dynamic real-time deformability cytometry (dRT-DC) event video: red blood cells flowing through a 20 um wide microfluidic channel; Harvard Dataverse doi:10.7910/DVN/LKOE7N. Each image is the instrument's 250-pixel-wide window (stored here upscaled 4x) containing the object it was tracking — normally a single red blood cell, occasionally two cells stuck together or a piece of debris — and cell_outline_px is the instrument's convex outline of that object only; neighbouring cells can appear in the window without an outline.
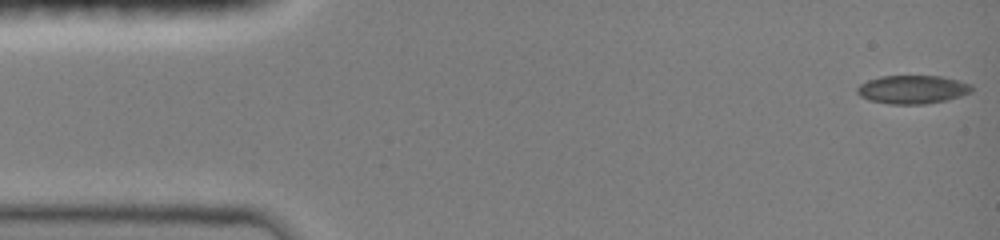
{"species": "common noctule bat (a hibernating species)", "species_latin": "Nyctalus noctula", "temperature_condition": "room temperature", "stored_images_in_passage": 40, "camera_frame_rate_fps": 3000, "um_per_image_px": 0.085, "animal": {"sex": "female", "body_mass_g": 19.0, "forearm_length_mm": 51.5}, "frame": {"image": 1, "passage_image": 1, "time_ms": 0.0, "image_size_px": [1000, 240], "cell_outline_px": [[972, 92], [960, 96], [944, 100], [924, 104], [888, 104], [868, 100], [860, 96], [856, 92], [856, 88], [860, 84], [868, 80], [880, 76], [940, 76], [972, 84]], "centroid_in_image_um": [77.52, 7.61], "position_along_channel_um": 7.5, "area_um2": 18.96}}
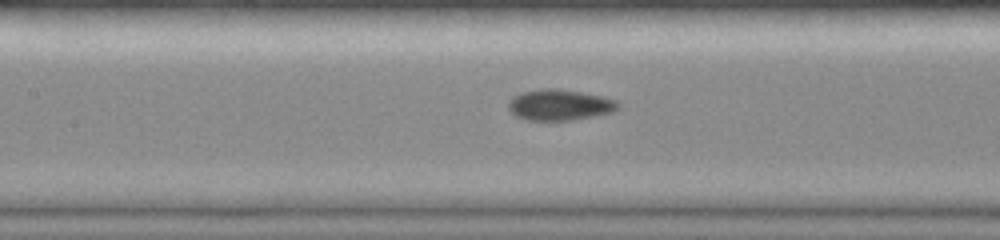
{"frame": {"image": 2, "passage_image": 18, "time_ms": 5.667, "image_size_px": [1000, 240], "cell_outline_px": [[620, 108], [612, 112], [572, 120], [528, 120], [516, 116], [508, 108], [508, 100], [512, 96], [520, 92], [544, 88], [556, 88], [604, 96], [616, 100], [620, 104]], "centroid_in_image_um": [47.56, 8.9], "position_along_channel_um": 159.8, "area_um2": 19.88}}
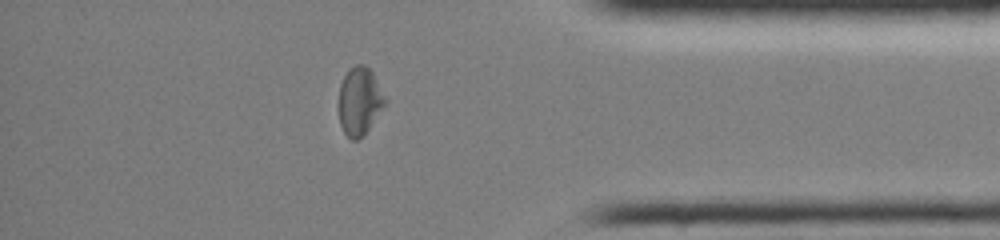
{"frame": {"image": 3, "passage_image": 34, "time_ms": 11.0, "image_size_px": [1000, 240], "cell_outline_px": [[388, 100], [364, 136], [356, 140], [352, 140], [344, 132], [340, 124], [340, 84], [348, 68], [356, 64], [364, 64], [372, 72]], "centroid_in_image_um": [30.58, 8.59], "position_along_channel_um": 404.6, "area_um2": 18.26}, "authors_computed_cell_mechanics": {"area_um2": 18.8139, "velocity_mm_per_s": 4.0879, "shape_relaxation_time_tau1_ms": 9.8874, "shape_relaxation_time_tau2_ms": 1.8305, "deformation_change_tau1": 0.242, "deformation_change_tau2": 0.0568}}